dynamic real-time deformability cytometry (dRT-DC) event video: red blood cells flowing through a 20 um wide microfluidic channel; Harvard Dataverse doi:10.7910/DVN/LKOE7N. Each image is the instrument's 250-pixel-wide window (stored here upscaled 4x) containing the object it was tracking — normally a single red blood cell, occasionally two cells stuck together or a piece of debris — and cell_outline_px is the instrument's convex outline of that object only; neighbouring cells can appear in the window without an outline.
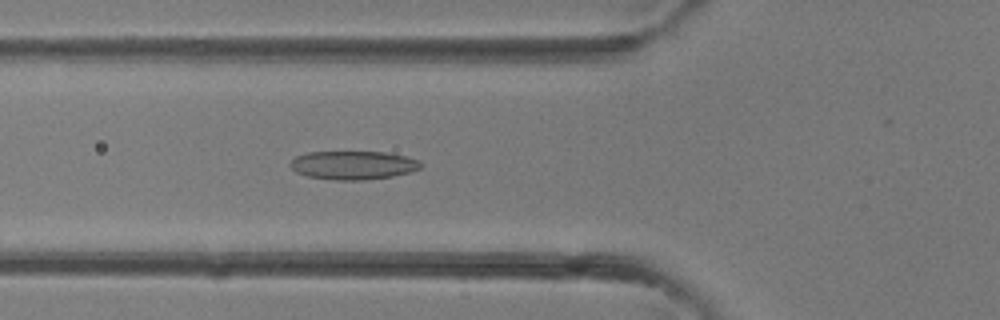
{"species": "common noctule bat (a hibernating species)", "species_latin": "Nyctalus noctula", "temperature_condition": "room temperature", "stored_images_in_passage": 39, "camera_frame_rate_fps": 3000, "um_per_image_px": 0.085, "animal": {"sex": "female"}, "frame": {"image": 1, "passage_image": 14, "time_ms": 4.333, "image_size_px": [1000, 320], "cell_outline_px": [[424, 164], [420, 168], [412, 172], [392, 176], [364, 180], [336, 180], [308, 176], [296, 172], [288, 164], [296, 156], [308, 152], [384, 152], [404, 156], [420, 160]], "centroid_in_image_um": [30.04, 14.04], "position_along_channel_um": 95.8, "area_um2": 21.73}}
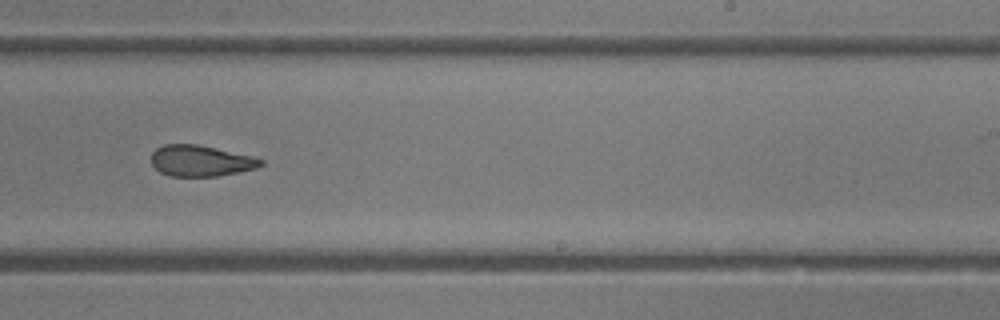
{"frame": {"image": 2, "passage_image": 24, "time_ms": 7.667, "image_size_px": [1000, 320], "cell_outline_px": [[264, 164], [256, 168], [240, 172], [216, 176], [168, 176], [160, 172], [152, 164], [152, 152], [156, 148], [164, 144], [196, 144], [252, 156], [264, 160]], "centroid_in_image_um": [17.06, 13.67], "position_along_channel_um": 271.9, "area_um2": 19.77}}
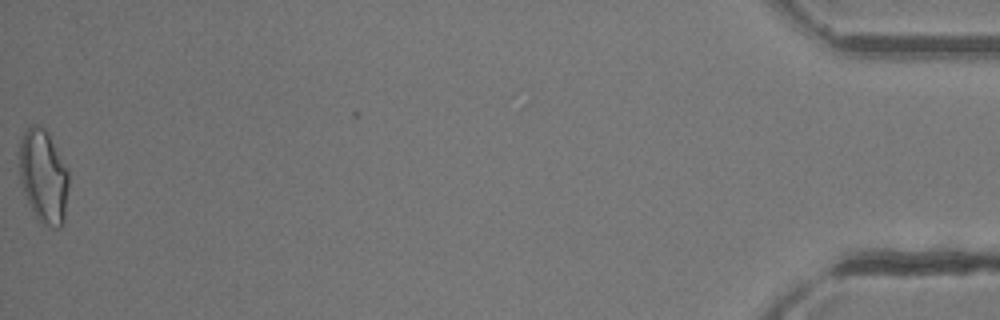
{"frame": {"image": 3, "passage_image": 39, "time_ms": 12.667, "image_size_px": [1000, 320], "cell_outline_px": [[68, 188], [64, 224], [60, 228], [52, 228], [44, 224], [36, 216], [20, 184], [16, 152], [20, 140], [24, 132], [32, 124], [36, 124], [44, 128], [48, 132], [68, 168]], "centroid_in_image_um": [3.67, 14.95], "position_along_channel_um": 431.5, "area_um2": 27.57}}